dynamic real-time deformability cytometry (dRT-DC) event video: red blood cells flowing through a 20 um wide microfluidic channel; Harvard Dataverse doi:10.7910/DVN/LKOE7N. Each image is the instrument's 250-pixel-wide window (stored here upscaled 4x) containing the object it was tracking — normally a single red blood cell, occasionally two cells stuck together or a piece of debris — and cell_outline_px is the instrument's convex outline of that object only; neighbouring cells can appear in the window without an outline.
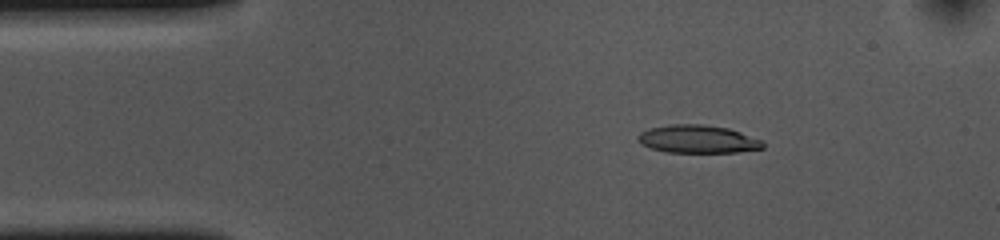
{"species": "common noctule bat (a hibernating species)", "species_latin": "Nyctalus noctula", "temperature_condition": "cold", "stored_images_in_passage": 46, "camera_frame_rate_fps": 3000, "um_per_image_px": 0.085, "animal": {"sex": "female", "body_mass_g": 10.0, "forearm_length_mm": 53.1}, "frame": {"image": 1, "passage_image": 1, "time_ms": 0.0, "image_size_px": [1000, 240], "cell_outline_px": [[764, 148], [736, 152], [668, 152], [648, 148], [636, 140], [636, 136], [640, 132], [648, 128], [672, 124], [700, 124], [728, 128], [740, 132], [760, 140], [764, 144]], "centroid_in_image_um": [59.24, 11.82], "position_along_channel_um": 25.8, "area_um2": 20.35}}
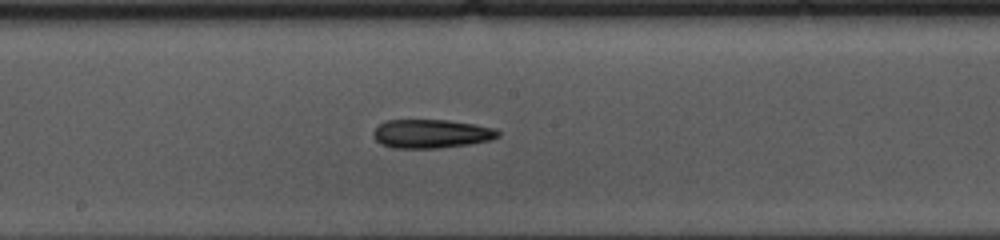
{"frame": {"image": 2, "passage_image": 20, "time_ms": 6.333, "image_size_px": [1000, 240], "cell_outline_px": [[500, 136], [492, 140], [468, 144], [440, 148], [392, 148], [380, 144], [372, 136], [372, 132], [384, 120], [448, 120], [476, 124], [496, 128], [500, 132]], "centroid_in_image_um": [36.67, 11.37], "position_along_channel_um": 211.5, "area_um2": 21.15}}
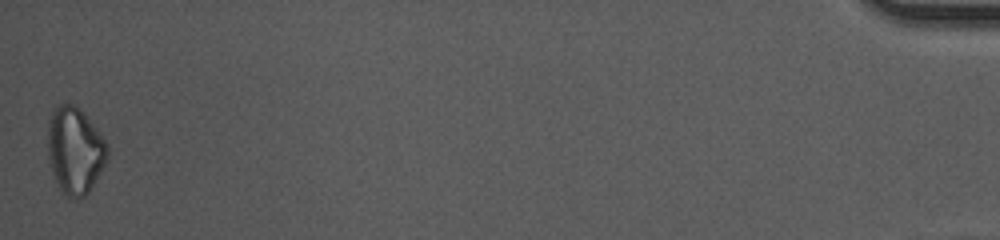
{"frame": {"image": 3, "passage_image": 46, "time_ms": 15.0, "image_size_px": [1000, 240], "cell_outline_px": [[108, 160], [88, 192], [84, 196], [68, 196], [60, 192], [52, 172], [48, 160], [48, 120], [52, 108], [60, 104], [72, 104], [100, 132], [108, 144]], "centroid_in_image_um": [6.35, 12.79], "position_along_channel_um": 428.8, "area_um2": 29.94}, "authors_computed_cell_mechanics": {"area_um2": 20.8947, "velocity_mm_per_s": 3.6703, "shape_relaxation_time_tau1_ms": 5.7945, "shape_relaxation_time_tau2_ms": null, "deformation_change_tau1": 0.1503, "deformation_change_tau2": null}}